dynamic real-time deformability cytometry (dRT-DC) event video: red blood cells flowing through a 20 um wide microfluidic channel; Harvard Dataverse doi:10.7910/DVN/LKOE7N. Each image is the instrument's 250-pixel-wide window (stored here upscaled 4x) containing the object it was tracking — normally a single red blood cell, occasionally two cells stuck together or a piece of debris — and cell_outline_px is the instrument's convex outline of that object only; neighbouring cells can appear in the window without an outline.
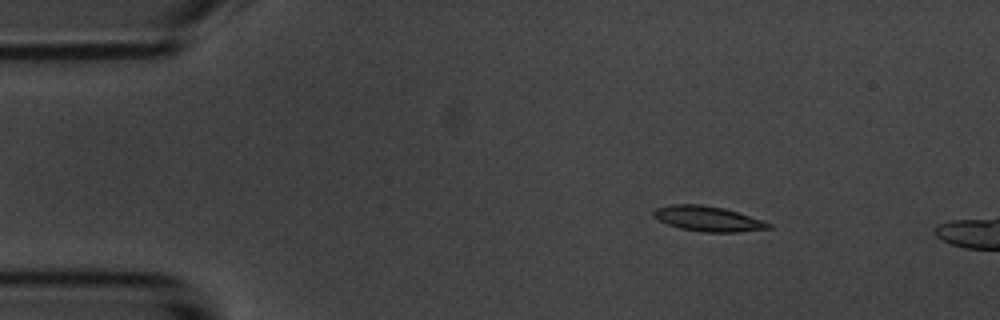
{"species": "common noctule bat (a hibernating species)", "species_latin": "Nyctalus noctula", "temperature_condition": "room temperature", "stored_images_in_passage": 6, "camera_frame_rate_fps": 3000, "um_per_image_px": 0.085, "animal": {"sex": "male", "body_mass_g": 20.1, "forearm_length_mm": 53.5}, "frame": {"image": 1, "passage_image": 3, "time_ms": 2.333, "image_size_px": [1000, 320], "cell_outline_px": [[772, 228], [736, 232], [704, 232], [680, 228], [668, 224], [652, 216], [652, 212], [656, 208], [672, 204], [700, 204], [724, 208], [764, 220], [772, 224]], "centroid_in_image_um": [60.19, 18.59], "position_along_channel_um": 24.8, "area_um2": 16.82}}